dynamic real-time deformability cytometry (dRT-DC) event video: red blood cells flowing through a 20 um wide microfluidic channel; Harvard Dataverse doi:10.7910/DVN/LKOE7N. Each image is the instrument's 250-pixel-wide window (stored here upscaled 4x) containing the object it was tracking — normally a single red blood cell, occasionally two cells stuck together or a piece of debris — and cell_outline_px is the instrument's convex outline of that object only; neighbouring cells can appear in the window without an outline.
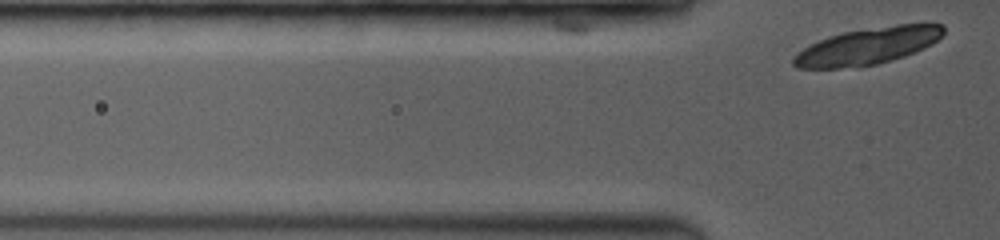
{"species": "common noctule bat (a hibernating species)", "species_latin": "Nyctalus noctula", "temperature_condition": "room temperature", "stored_images_in_passage": 2, "camera_frame_rate_fps": 3500, "um_per_image_px": 0.085, "animal": {"sex": "female", "body_mass_g": 19.0, "forearm_length_mm": 53.3}, "frame": {"image": 1, "passage_image": 2, "time_ms": 0.286, "image_size_px": [1000, 240], "cell_outline_px": [[944, 32], [936, 40], [904, 56], [876, 64], [836, 68], [796, 68], [792, 64], [792, 56], [796, 52], [828, 36], [844, 32], [896, 24], [928, 20], [932, 20], [944, 24]], "centroid_in_image_um": [73.8, 3.87], "position_along_channel_um": 52.0, "area_um2": 32.19}}